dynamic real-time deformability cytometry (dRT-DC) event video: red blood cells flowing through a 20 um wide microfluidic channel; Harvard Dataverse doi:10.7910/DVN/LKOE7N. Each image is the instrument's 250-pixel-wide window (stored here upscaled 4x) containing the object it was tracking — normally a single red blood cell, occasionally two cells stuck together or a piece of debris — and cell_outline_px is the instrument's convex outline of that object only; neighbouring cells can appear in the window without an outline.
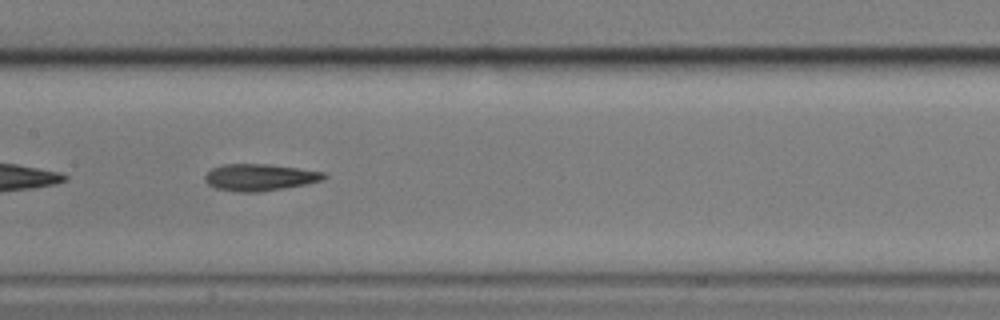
{"species": "common noctule bat (a hibernating species)", "species_latin": "Nyctalus noctula", "temperature_condition": "cold", "stored_images_in_passage": 38, "camera_frame_rate_fps": 3000, "um_per_image_px": 0.085, "animal": {"sex": "male", "body_mass_g": 17.9}, "frame": {"image": 1, "passage_image": 12, "time_ms": 3.667, "image_size_px": [1000, 320], "cell_outline_px": [[328, 176], [320, 180], [304, 184], [284, 188], [260, 192], [236, 192], [216, 188], [208, 184], [204, 180], [204, 176], [212, 168], [224, 164], [268, 164], [324, 172]], "centroid_in_image_um": [22.03, 15.07], "position_along_channel_um": 185.4, "area_um2": 18.44}}